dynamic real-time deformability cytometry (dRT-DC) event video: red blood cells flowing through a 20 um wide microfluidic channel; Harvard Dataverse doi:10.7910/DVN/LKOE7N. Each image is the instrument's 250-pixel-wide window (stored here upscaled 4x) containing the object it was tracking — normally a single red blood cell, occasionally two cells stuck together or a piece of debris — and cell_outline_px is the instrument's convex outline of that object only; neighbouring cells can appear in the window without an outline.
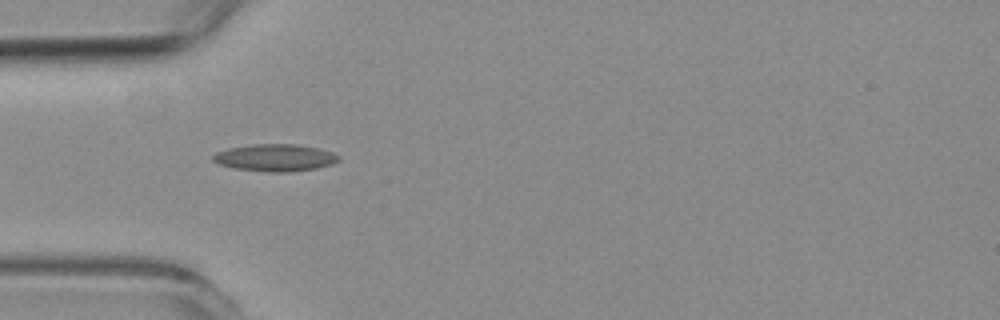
{"species": "common noctule bat (a hibernating species)", "species_latin": "Nyctalus noctula", "temperature_condition": "room temperature", "stored_images_in_passage": 41, "camera_frame_rate_fps": 3000, "um_per_image_px": 0.085, "animal": {"sex": "female", "body_mass_g": 19.3, "forearm_length_mm": 54.1}, "frame": {"image": 1, "passage_image": 1, "time_ms": 0.0, "image_size_px": [1000, 320], "cell_outline_px": [[340, 160], [332, 164], [316, 168], [288, 172], [268, 172], [236, 168], [220, 164], [212, 160], [212, 156], [216, 152], [228, 148], [252, 144], [296, 144], [316, 148], [332, 152], [340, 156]], "centroid_in_image_um": [23.39, 13.4], "position_along_channel_um": 61.6, "area_um2": 19.77}}
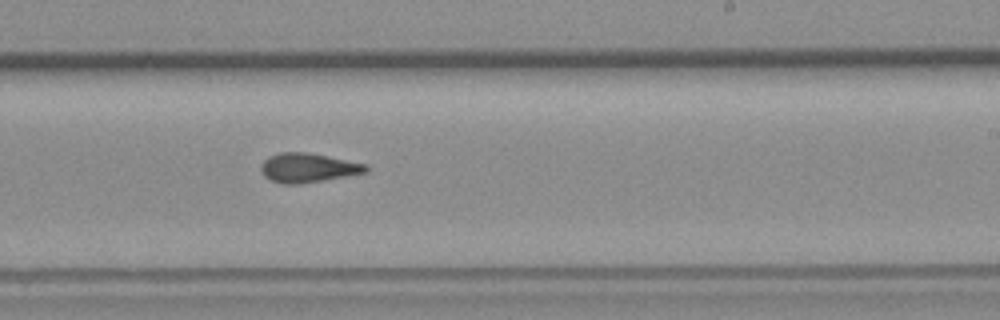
{"frame": {"image": 2, "passage_image": 18, "time_ms": 5.667, "image_size_px": [1000, 320], "cell_outline_px": [[368, 172], [324, 180], [296, 184], [284, 184], [272, 180], [264, 176], [260, 172], [260, 164], [268, 156], [280, 152], [308, 152], [368, 164]], "centroid_in_image_um": [26.17, 14.25], "position_along_channel_um": 262.8, "area_um2": 17.98}}
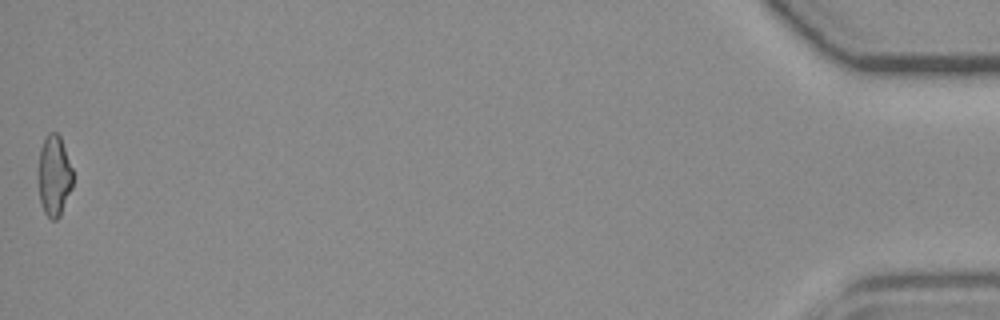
{"frame": {"image": 3, "passage_image": 41, "time_ms": 13.333, "image_size_px": [1000, 320], "cell_outline_px": [[72, 188], [60, 216], [56, 220], [52, 220], [44, 212], [40, 204], [36, 172], [40, 148], [48, 132], [56, 132], [60, 136], [72, 168]], "centroid_in_image_um": [4.56, 14.95], "position_along_channel_um": 430.6, "area_um2": 16.7}, "authors_computed_cell_mechanics": {"area_um2": 17.3978, "velocity_mm_per_s": 3.5694, "shape_relaxation_time_tau1_ms": null, "shape_relaxation_time_tau2_ms": 4.3944, "deformation_change_tau1": null, "deformation_change_tau2": 0.1327}}